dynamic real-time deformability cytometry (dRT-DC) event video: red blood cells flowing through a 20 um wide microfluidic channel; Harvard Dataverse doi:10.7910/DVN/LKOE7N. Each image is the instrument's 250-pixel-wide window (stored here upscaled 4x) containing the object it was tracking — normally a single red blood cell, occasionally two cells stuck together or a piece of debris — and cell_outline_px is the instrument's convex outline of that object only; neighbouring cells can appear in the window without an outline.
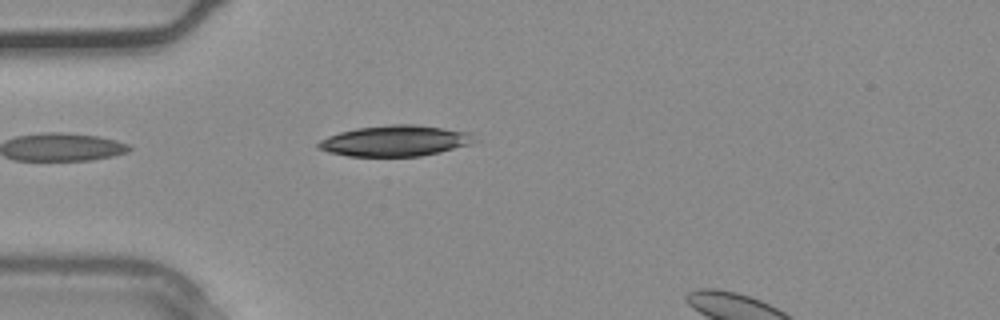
{"species": "common noctule bat (a hibernating species)", "species_latin": "Nyctalus noctula", "temperature_condition": "warm", "stored_images_in_passage": 4, "segment_of_instrument_passage": [1, 2], "camera_frame_rate_fps": 3000, "um_per_image_px": 0.085, "animal": {"sex": "male", "body_mass_g": 20.4}, "frame": {"image": 1, "passage_image": 3, "time_ms": 0.667, "image_size_px": [1000, 320], "cell_outline_px": [[480, 140], [472, 144], [440, 152], [420, 156], [348, 156], [328, 152], [316, 148], [316, 144], [320, 140], [328, 136], [340, 132], [356, 128], [392, 124], [416, 124], [472, 132]], "centroid_in_image_um": [33.64, 11.96], "position_along_channel_um": 51.4, "area_um2": 28.44}}